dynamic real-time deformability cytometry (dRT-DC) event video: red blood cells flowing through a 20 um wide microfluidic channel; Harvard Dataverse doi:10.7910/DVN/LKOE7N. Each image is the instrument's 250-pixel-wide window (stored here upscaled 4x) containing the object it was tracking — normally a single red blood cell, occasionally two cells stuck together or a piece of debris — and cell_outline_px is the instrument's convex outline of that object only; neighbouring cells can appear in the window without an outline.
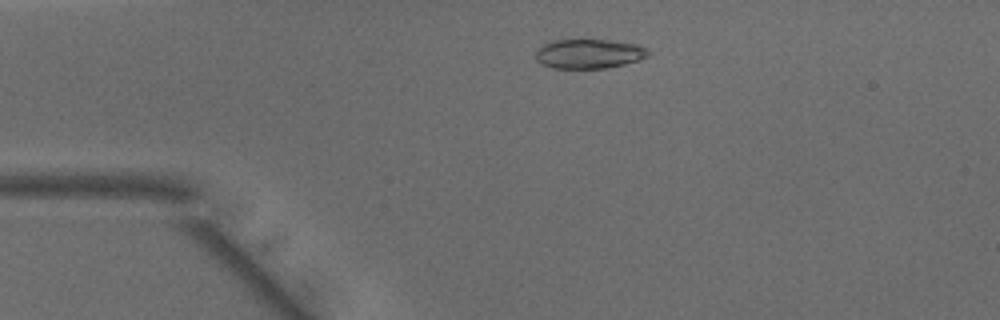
{"species": "common noctule bat (a hibernating species)", "species_latin": "Nyctalus noctula", "temperature_condition": "warm", "stored_images_in_passage": 49, "camera_frame_rate_fps": 3000, "um_per_image_px": 0.085, "animal": {"sex": "male", "body_mass_g": 15.6}, "frame": {"image": 1, "passage_image": 10, "time_ms": 3.0, "image_size_px": [1000, 320], "cell_outline_px": [[652, 52], [648, 56], [640, 60], [624, 64], [604, 68], [552, 68], [536, 60], [536, 52], [544, 44], [552, 40], [612, 40], [636, 44], [648, 48]], "centroid_in_image_um": [50.12, 4.56], "position_along_channel_um": 34.9, "area_um2": 19.31}}
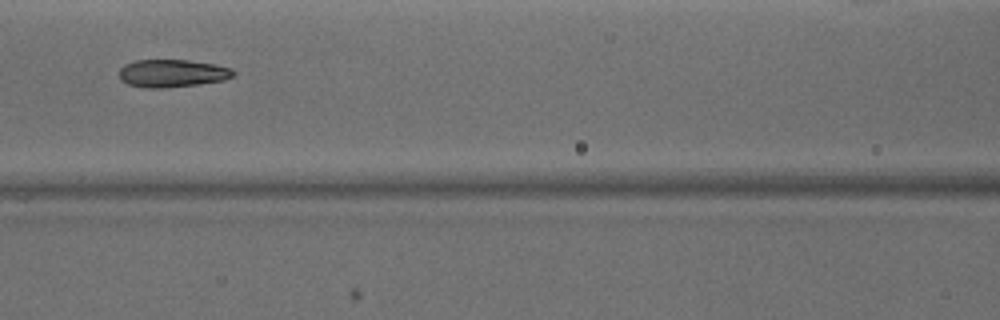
{"frame": {"image": 2, "passage_image": 21, "time_ms": 6.667, "image_size_px": [1000, 320], "cell_outline_px": [[236, 72], [232, 76], [224, 80], [200, 84], [160, 88], [148, 88], [128, 84], [120, 80], [120, 68], [124, 64], [136, 60], [188, 60], [216, 64], [232, 68]], "centroid_in_image_um": [14.65, 6.22], "position_along_channel_um": 151.9, "area_um2": 18.5}}
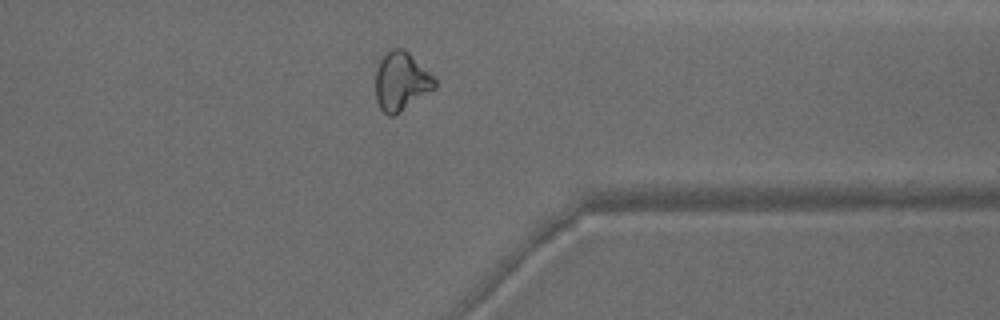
{"frame": {"image": 3, "passage_image": 38, "time_ms": 12.333, "image_size_px": [1000, 320], "cell_outline_px": [[436, 88], [400, 112], [392, 116], [388, 116], [380, 108], [376, 100], [376, 68], [380, 60], [388, 48], [404, 48], [436, 76]], "centroid_in_image_um": [34.12, 6.89], "position_along_channel_um": 377.3, "area_um2": 20.58}, "authors_computed_cell_mechanics": {"area_um2": 19.652, "velocity_mm_per_s": 4.1004, "shape_relaxation_time_tau1_ms": 10.5948, "shape_relaxation_time_tau2_ms": 2.4645, "deformation_change_tau1": 0.2829, "deformation_change_tau2": 0.074}}